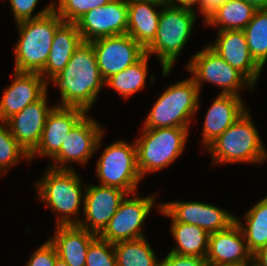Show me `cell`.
I'll return each instance as SVG.
<instances>
[{"label":"cell","mask_w":267,"mask_h":266,"mask_svg":"<svg viewBox=\"0 0 267 266\" xmlns=\"http://www.w3.org/2000/svg\"><path fill=\"white\" fill-rule=\"evenodd\" d=\"M82 42L76 23L63 22L53 36L51 50L40 75L49 83L65 68Z\"/></svg>","instance_id":"23"},{"label":"cell","mask_w":267,"mask_h":266,"mask_svg":"<svg viewBox=\"0 0 267 266\" xmlns=\"http://www.w3.org/2000/svg\"><path fill=\"white\" fill-rule=\"evenodd\" d=\"M95 167L100 185L119 188L128 194L135 193L143 179L137 167L135 143L113 142L103 149Z\"/></svg>","instance_id":"8"},{"label":"cell","mask_w":267,"mask_h":266,"mask_svg":"<svg viewBox=\"0 0 267 266\" xmlns=\"http://www.w3.org/2000/svg\"><path fill=\"white\" fill-rule=\"evenodd\" d=\"M138 1H148L159 4L161 6H168V0H138Z\"/></svg>","instance_id":"42"},{"label":"cell","mask_w":267,"mask_h":266,"mask_svg":"<svg viewBox=\"0 0 267 266\" xmlns=\"http://www.w3.org/2000/svg\"><path fill=\"white\" fill-rule=\"evenodd\" d=\"M86 114L68 133L60 150L51 158L48 167L58 170H73L69 163L87 164L90 157L101 147L104 128Z\"/></svg>","instance_id":"11"},{"label":"cell","mask_w":267,"mask_h":266,"mask_svg":"<svg viewBox=\"0 0 267 266\" xmlns=\"http://www.w3.org/2000/svg\"><path fill=\"white\" fill-rule=\"evenodd\" d=\"M200 0H168V5L173 6H188L193 7L195 5L199 6Z\"/></svg>","instance_id":"39"},{"label":"cell","mask_w":267,"mask_h":266,"mask_svg":"<svg viewBox=\"0 0 267 266\" xmlns=\"http://www.w3.org/2000/svg\"><path fill=\"white\" fill-rule=\"evenodd\" d=\"M85 266H117L114 244L97 236L89 245Z\"/></svg>","instance_id":"33"},{"label":"cell","mask_w":267,"mask_h":266,"mask_svg":"<svg viewBox=\"0 0 267 266\" xmlns=\"http://www.w3.org/2000/svg\"><path fill=\"white\" fill-rule=\"evenodd\" d=\"M44 175L35 182L37 199L42 200L52 212L59 213L57 225H77L81 218V203L84 201L81 177L75 170H58L47 167ZM75 217V218H74Z\"/></svg>","instance_id":"5"},{"label":"cell","mask_w":267,"mask_h":266,"mask_svg":"<svg viewBox=\"0 0 267 266\" xmlns=\"http://www.w3.org/2000/svg\"><path fill=\"white\" fill-rule=\"evenodd\" d=\"M186 69L192 74L199 91L202 83L215 84L222 89L219 94L239 96L240 90L255 86L237 69L229 65L223 58L216 54L208 45L196 52L187 61Z\"/></svg>","instance_id":"9"},{"label":"cell","mask_w":267,"mask_h":266,"mask_svg":"<svg viewBox=\"0 0 267 266\" xmlns=\"http://www.w3.org/2000/svg\"><path fill=\"white\" fill-rule=\"evenodd\" d=\"M158 266H208L206 258L196 256H183L172 252L159 260Z\"/></svg>","instance_id":"36"},{"label":"cell","mask_w":267,"mask_h":266,"mask_svg":"<svg viewBox=\"0 0 267 266\" xmlns=\"http://www.w3.org/2000/svg\"><path fill=\"white\" fill-rule=\"evenodd\" d=\"M208 46L256 85L262 68L252 58L243 30L218 31L215 43Z\"/></svg>","instance_id":"19"},{"label":"cell","mask_w":267,"mask_h":266,"mask_svg":"<svg viewBox=\"0 0 267 266\" xmlns=\"http://www.w3.org/2000/svg\"><path fill=\"white\" fill-rule=\"evenodd\" d=\"M189 128H141L135 146L137 167L142 178L147 173L171 165L183 153Z\"/></svg>","instance_id":"7"},{"label":"cell","mask_w":267,"mask_h":266,"mask_svg":"<svg viewBox=\"0 0 267 266\" xmlns=\"http://www.w3.org/2000/svg\"><path fill=\"white\" fill-rule=\"evenodd\" d=\"M200 94L192 77L169 85L151 107L143 128L189 127L200 107Z\"/></svg>","instance_id":"6"},{"label":"cell","mask_w":267,"mask_h":266,"mask_svg":"<svg viewBox=\"0 0 267 266\" xmlns=\"http://www.w3.org/2000/svg\"><path fill=\"white\" fill-rule=\"evenodd\" d=\"M63 22L54 10L39 18L18 22L14 71L40 73L45 68L53 36Z\"/></svg>","instance_id":"4"},{"label":"cell","mask_w":267,"mask_h":266,"mask_svg":"<svg viewBox=\"0 0 267 266\" xmlns=\"http://www.w3.org/2000/svg\"><path fill=\"white\" fill-rule=\"evenodd\" d=\"M110 1L111 0H56L53 1V10L64 22L76 23L86 12L104 6ZM57 3L59 4L58 7Z\"/></svg>","instance_id":"32"},{"label":"cell","mask_w":267,"mask_h":266,"mask_svg":"<svg viewBox=\"0 0 267 266\" xmlns=\"http://www.w3.org/2000/svg\"><path fill=\"white\" fill-rule=\"evenodd\" d=\"M161 207L176 222L196 225L209 234L228 229L235 223V215L212 204L199 201H170Z\"/></svg>","instance_id":"15"},{"label":"cell","mask_w":267,"mask_h":266,"mask_svg":"<svg viewBox=\"0 0 267 266\" xmlns=\"http://www.w3.org/2000/svg\"><path fill=\"white\" fill-rule=\"evenodd\" d=\"M97 237L78 225H57L55 234L48 240L57 256L68 266H85L90 243Z\"/></svg>","instance_id":"22"},{"label":"cell","mask_w":267,"mask_h":266,"mask_svg":"<svg viewBox=\"0 0 267 266\" xmlns=\"http://www.w3.org/2000/svg\"><path fill=\"white\" fill-rule=\"evenodd\" d=\"M220 266H255V263L254 260H249L240 263L224 264Z\"/></svg>","instance_id":"41"},{"label":"cell","mask_w":267,"mask_h":266,"mask_svg":"<svg viewBox=\"0 0 267 266\" xmlns=\"http://www.w3.org/2000/svg\"><path fill=\"white\" fill-rule=\"evenodd\" d=\"M39 0H9L10 8L15 19V24L21 21L39 18L51 12L54 8L53 1L40 12L33 14ZM33 14V15H32Z\"/></svg>","instance_id":"34"},{"label":"cell","mask_w":267,"mask_h":266,"mask_svg":"<svg viewBox=\"0 0 267 266\" xmlns=\"http://www.w3.org/2000/svg\"><path fill=\"white\" fill-rule=\"evenodd\" d=\"M22 158L30 162L29 155L12 136L7 122L0 121V172L5 174Z\"/></svg>","instance_id":"31"},{"label":"cell","mask_w":267,"mask_h":266,"mask_svg":"<svg viewBox=\"0 0 267 266\" xmlns=\"http://www.w3.org/2000/svg\"><path fill=\"white\" fill-rule=\"evenodd\" d=\"M51 83L60 90L61 103L56 105L79 107L90 112L102 87H105L92 43L83 41Z\"/></svg>","instance_id":"1"},{"label":"cell","mask_w":267,"mask_h":266,"mask_svg":"<svg viewBox=\"0 0 267 266\" xmlns=\"http://www.w3.org/2000/svg\"><path fill=\"white\" fill-rule=\"evenodd\" d=\"M226 0H200L198 6L200 13L206 18L213 10L223 4Z\"/></svg>","instance_id":"37"},{"label":"cell","mask_w":267,"mask_h":266,"mask_svg":"<svg viewBox=\"0 0 267 266\" xmlns=\"http://www.w3.org/2000/svg\"><path fill=\"white\" fill-rule=\"evenodd\" d=\"M117 266H158L159 260L145 237L114 243Z\"/></svg>","instance_id":"29"},{"label":"cell","mask_w":267,"mask_h":266,"mask_svg":"<svg viewBox=\"0 0 267 266\" xmlns=\"http://www.w3.org/2000/svg\"><path fill=\"white\" fill-rule=\"evenodd\" d=\"M78 31L85 42L102 37L127 34V0H111L104 6L86 12L76 22Z\"/></svg>","instance_id":"14"},{"label":"cell","mask_w":267,"mask_h":266,"mask_svg":"<svg viewBox=\"0 0 267 266\" xmlns=\"http://www.w3.org/2000/svg\"><path fill=\"white\" fill-rule=\"evenodd\" d=\"M257 9H267V0H243Z\"/></svg>","instance_id":"40"},{"label":"cell","mask_w":267,"mask_h":266,"mask_svg":"<svg viewBox=\"0 0 267 266\" xmlns=\"http://www.w3.org/2000/svg\"><path fill=\"white\" fill-rule=\"evenodd\" d=\"M212 164L262 163L267 161V149L247 110L205 149Z\"/></svg>","instance_id":"3"},{"label":"cell","mask_w":267,"mask_h":266,"mask_svg":"<svg viewBox=\"0 0 267 266\" xmlns=\"http://www.w3.org/2000/svg\"><path fill=\"white\" fill-rule=\"evenodd\" d=\"M127 194L118 210L99 237L110 243L136 240L145 237L142 229L146 218L155 204L156 196L139 197V194Z\"/></svg>","instance_id":"10"},{"label":"cell","mask_w":267,"mask_h":266,"mask_svg":"<svg viewBox=\"0 0 267 266\" xmlns=\"http://www.w3.org/2000/svg\"><path fill=\"white\" fill-rule=\"evenodd\" d=\"M31 255L26 266H53L58 258L56 249L49 240L38 247Z\"/></svg>","instance_id":"35"},{"label":"cell","mask_w":267,"mask_h":266,"mask_svg":"<svg viewBox=\"0 0 267 266\" xmlns=\"http://www.w3.org/2000/svg\"><path fill=\"white\" fill-rule=\"evenodd\" d=\"M48 82L40 73L16 72L12 83L0 100V121H7L26 106L39 100L46 92Z\"/></svg>","instance_id":"16"},{"label":"cell","mask_w":267,"mask_h":266,"mask_svg":"<svg viewBox=\"0 0 267 266\" xmlns=\"http://www.w3.org/2000/svg\"><path fill=\"white\" fill-rule=\"evenodd\" d=\"M243 31L252 58L263 69L267 62V9H258Z\"/></svg>","instance_id":"30"},{"label":"cell","mask_w":267,"mask_h":266,"mask_svg":"<svg viewBox=\"0 0 267 266\" xmlns=\"http://www.w3.org/2000/svg\"><path fill=\"white\" fill-rule=\"evenodd\" d=\"M253 260L241 228L233 223L228 229L209 235L206 261L208 266Z\"/></svg>","instance_id":"20"},{"label":"cell","mask_w":267,"mask_h":266,"mask_svg":"<svg viewBox=\"0 0 267 266\" xmlns=\"http://www.w3.org/2000/svg\"><path fill=\"white\" fill-rule=\"evenodd\" d=\"M53 266H68L63 260L60 258H57L54 262Z\"/></svg>","instance_id":"43"},{"label":"cell","mask_w":267,"mask_h":266,"mask_svg":"<svg viewBox=\"0 0 267 266\" xmlns=\"http://www.w3.org/2000/svg\"><path fill=\"white\" fill-rule=\"evenodd\" d=\"M243 219L246 224L237 217L235 222L241 228L249 250L254 254L267 244V196L252 206Z\"/></svg>","instance_id":"27"},{"label":"cell","mask_w":267,"mask_h":266,"mask_svg":"<svg viewBox=\"0 0 267 266\" xmlns=\"http://www.w3.org/2000/svg\"><path fill=\"white\" fill-rule=\"evenodd\" d=\"M196 10L188 6H163L158 30L153 42L145 49L149 56L156 54L162 75L171 73L175 61L185 47L196 22Z\"/></svg>","instance_id":"2"},{"label":"cell","mask_w":267,"mask_h":266,"mask_svg":"<svg viewBox=\"0 0 267 266\" xmlns=\"http://www.w3.org/2000/svg\"><path fill=\"white\" fill-rule=\"evenodd\" d=\"M88 112L79 107H68L54 105L46 118L42 137L39 145L29 155L31 161L33 157H47L50 159L60 150L71 129L87 114Z\"/></svg>","instance_id":"17"},{"label":"cell","mask_w":267,"mask_h":266,"mask_svg":"<svg viewBox=\"0 0 267 266\" xmlns=\"http://www.w3.org/2000/svg\"><path fill=\"white\" fill-rule=\"evenodd\" d=\"M247 109L240 96L219 94L207 109L203 122L202 143L206 148L228 127L238 120Z\"/></svg>","instance_id":"21"},{"label":"cell","mask_w":267,"mask_h":266,"mask_svg":"<svg viewBox=\"0 0 267 266\" xmlns=\"http://www.w3.org/2000/svg\"><path fill=\"white\" fill-rule=\"evenodd\" d=\"M99 72L104 81L137 62L145 49L128 34L91 41Z\"/></svg>","instance_id":"13"},{"label":"cell","mask_w":267,"mask_h":266,"mask_svg":"<svg viewBox=\"0 0 267 266\" xmlns=\"http://www.w3.org/2000/svg\"><path fill=\"white\" fill-rule=\"evenodd\" d=\"M83 188L85 191L83 217L77 225L99 236L128 193L119 188L100 184H85Z\"/></svg>","instance_id":"12"},{"label":"cell","mask_w":267,"mask_h":266,"mask_svg":"<svg viewBox=\"0 0 267 266\" xmlns=\"http://www.w3.org/2000/svg\"><path fill=\"white\" fill-rule=\"evenodd\" d=\"M255 266H267V244L253 254Z\"/></svg>","instance_id":"38"},{"label":"cell","mask_w":267,"mask_h":266,"mask_svg":"<svg viewBox=\"0 0 267 266\" xmlns=\"http://www.w3.org/2000/svg\"><path fill=\"white\" fill-rule=\"evenodd\" d=\"M157 207L161 214L171 218L172 221L170 231L177 245L169 252L183 256L206 258L210 234L196 225L176 222L161 207V204H158Z\"/></svg>","instance_id":"25"},{"label":"cell","mask_w":267,"mask_h":266,"mask_svg":"<svg viewBox=\"0 0 267 266\" xmlns=\"http://www.w3.org/2000/svg\"><path fill=\"white\" fill-rule=\"evenodd\" d=\"M47 103L46 92L39 100L6 121L12 136L28 155L39 145L47 115L54 107Z\"/></svg>","instance_id":"18"},{"label":"cell","mask_w":267,"mask_h":266,"mask_svg":"<svg viewBox=\"0 0 267 266\" xmlns=\"http://www.w3.org/2000/svg\"><path fill=\"white\" fill-rule=\"evenodd\" d=\"M258 9L243 0H226L204 20V25L222 30H243Z\"/></svg>","instance_id":"26"},{"label":"cell","mask_w":267,"mask_h":266,"mask_svg":"<svg viewBox=\"0 0 267 266\" xmlns=\"http://www.w3.org/2000/svg\"><path fill=\"white\" fill-rule=\"evenodd\" d=\"M127 4V34L146 49L155 39L158 30L161 9L156 11L155 7L163 6L138 0H127Z\"/></svg>","instance_id":"24"},{"label":"cell","mask_w":267,"mask_h":266,"mask_svg":"<svg viewBox=\"0 0 267 266\" xmlns=\"http://www.w3.org/2000/svg\"><path fill=\"white\" fill-rule=\"evenodd\" d=\"M148 54H144L137 62L123 71L112 75L105 81V87H110L122 98L127 99L137 91L145 88L148 75Z\"/></svg>","instance_id":"28"}]
</instances>
